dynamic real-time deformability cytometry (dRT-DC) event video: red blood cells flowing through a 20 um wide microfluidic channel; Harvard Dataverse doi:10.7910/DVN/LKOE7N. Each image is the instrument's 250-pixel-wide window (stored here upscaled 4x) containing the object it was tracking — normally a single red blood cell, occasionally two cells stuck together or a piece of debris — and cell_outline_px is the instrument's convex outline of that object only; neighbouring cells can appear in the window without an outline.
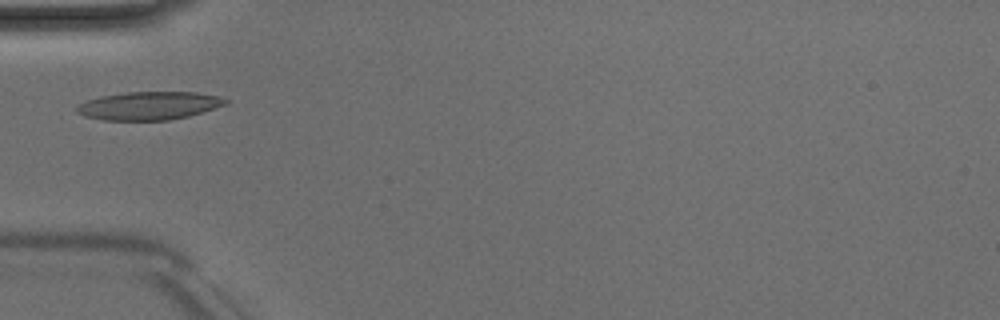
{"species": "Egyptian fruit bat (a non-hibernating species)", "species_latin": "Rousettus aegyptiacus", "temperature_condition": "room temperature", "stored_images_in_passage": 2, "camera_frame_rate_fps": 3000, "um_per_image_px": 0.085, "animal": {"sex": "male"}, "frame": {"image": 1, "passage_image": 1, "time_ms": 0.0, "image_size_px": [1000, 320], "cell_outline_px": [[228, 104], [188, 116], [168, 120], [104, 120], [84, 116], [76, 112], [76, 108], [80, 104], [88, 100], [100, 96], [124, 92], [196, 92], [216, 96], [228, 100]], "centroid_in_image_um": [12.65, 8.98], "position_along_channel_um": 72.4, "area_um2": 24.28}}